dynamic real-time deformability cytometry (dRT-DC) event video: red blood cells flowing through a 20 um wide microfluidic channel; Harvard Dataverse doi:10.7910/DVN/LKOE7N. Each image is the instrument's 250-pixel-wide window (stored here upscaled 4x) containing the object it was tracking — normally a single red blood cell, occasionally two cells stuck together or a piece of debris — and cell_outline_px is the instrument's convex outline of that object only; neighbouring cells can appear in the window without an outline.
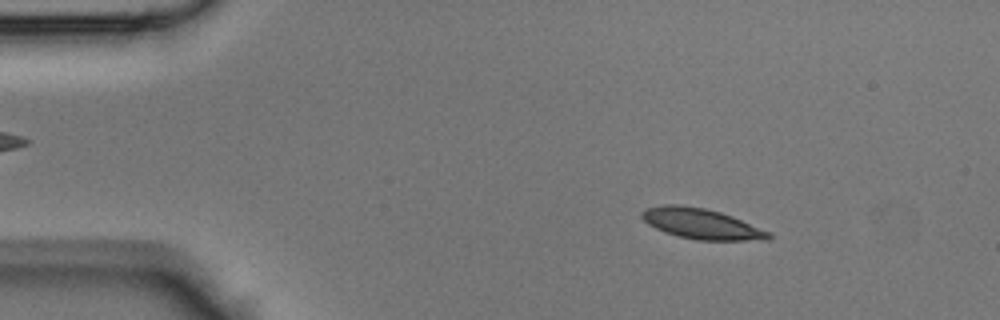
{"species": "Egyptian fruit bat (a non-hibernating species)", "species_latin": "Rousettus aegyptiacus", "temperature_condition": "room temperature", "stored_images_in_passage": 47, "camera_frame_rate_fps": 3000, "um_per_image_px": 0.085, "animal": {"sex": "male"}, "frame": {"image": 1, "passage_image": 7, "time_ms": 2.0, "image_size_px": [1000, 320], "cell_outline_px": [[772, 236], [768, 240], [696, 240], [664, 232], [648, 224], [640, 216], [640, 212], [648, 208], [660, 204], [680, 204], [704, 208], [720, 212], [732, 216], [772, 232]], "centroid_in_image_um": [59.63, 19.01], "position_along_channel_um": 25.4, "area_um2": 22.6}}
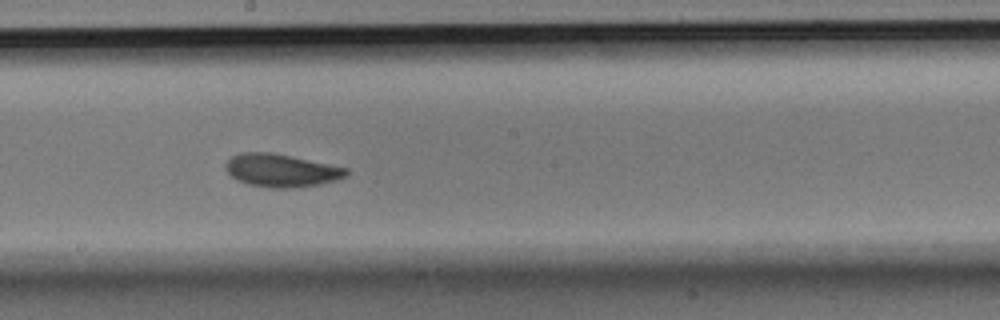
{"frame": {"image": 2, "passage_image": 26, "time_ms": 8.333, "image_size_px": [1000, 320], "cell_outline_px": [[348, 176], [336, 180], [316, 184], [292, 188], [268, 188], [248, 184], [236, 180], [224, 168], [224, 164], [232, 156], [240, 152], [272, 152], [348, 168]], "centroid_in_image_um": [23.87, 14.48], "position_along_channel_um": 224.3, "area_um2": 23.18}}
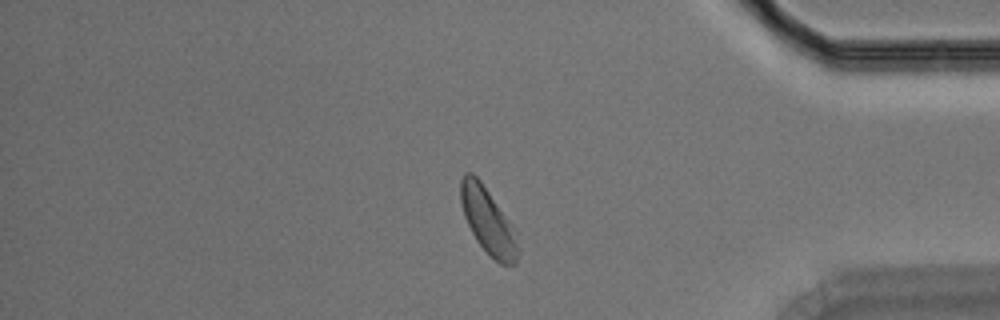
{"frame": {"image": 3, "passage_image": 40, "time_ms": 13.0, "image_size_px": [1000, 320], "cell_outline_px": [[516, 264], [500, 264], [476, 240], [464, 216], [460, 200], [460, 180], [464, 172], [472, 172], [480, 180], [516, 228]], "centroid_in_image_um": [41.46, 18.71], "position_along_channel_um": 393.7, "area_um2": 21.73}}